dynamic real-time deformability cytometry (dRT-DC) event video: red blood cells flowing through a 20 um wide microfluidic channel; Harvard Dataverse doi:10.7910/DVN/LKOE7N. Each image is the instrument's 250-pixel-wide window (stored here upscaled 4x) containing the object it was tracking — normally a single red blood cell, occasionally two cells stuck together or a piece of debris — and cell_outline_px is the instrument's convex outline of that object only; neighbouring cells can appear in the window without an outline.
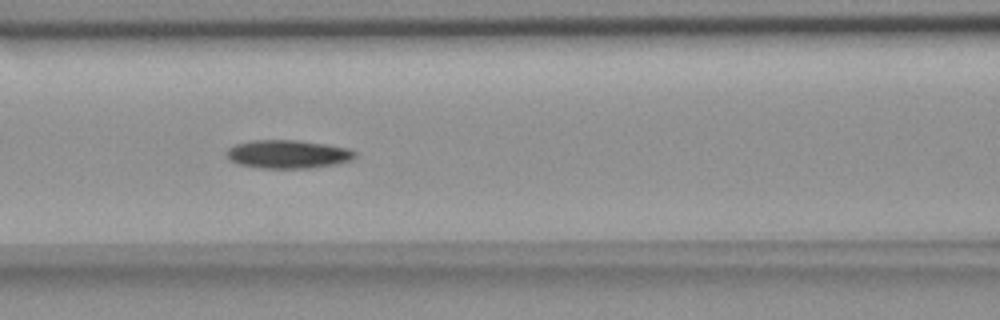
{"species": "common noctule bat (a hibernating species)", "species_latin": "Nyctalus noctula", "temperature_condition": "room temperature", "stored_images_in_passage": 7, "camera_frame_rate_fps": 3000, "um_per_image_px": 0.085, "animal": {"sex": "female", "body_mass_g": 18.4}, "frame": {"image": 1, "passage_image": 6, "time_ms": 7.0, "image_size_px": [1000, 320], "cell_outline_px": [[356, 156], [352, 160], [336, 164], [308, 168], [260, 168], [240, 164], [228, 160], [228, 148], [236, 144], [252, 140], [300, 140], [348, 148], [356, 152]], "centroid_in_image_um": [24.49, 13.1], "position_along_channel_um": 142.1, "area_um2": 21.15}}
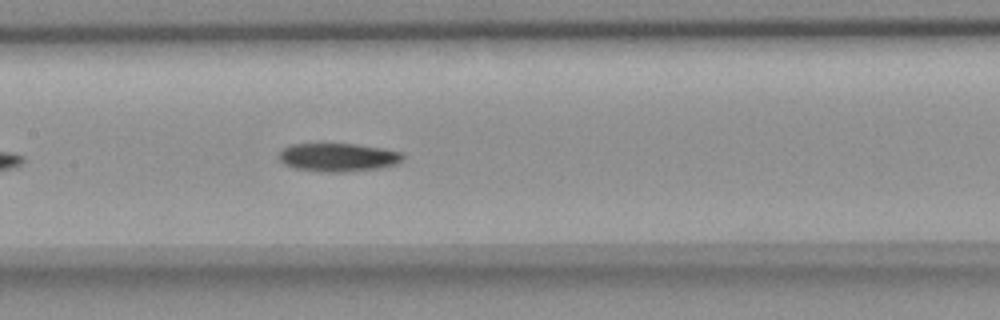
{"frame": {"image": 2, "passage_image": 7, "time_ms": 8.0, "image_size_px": [1000, 320], "cell_outline_px": [[404, 160], [396, 164], [380, 168], [344, 172], [324, 172], [296, 168], [284, 164], [280, 160], [280, 152], [284, 148], [292, 144], [356, 144], [384, 148], [404, 152]], "centroid_in_image_um": [28.81, 13.37], "position_along_channel_um": 178.6, "area_um2": 20.52}}